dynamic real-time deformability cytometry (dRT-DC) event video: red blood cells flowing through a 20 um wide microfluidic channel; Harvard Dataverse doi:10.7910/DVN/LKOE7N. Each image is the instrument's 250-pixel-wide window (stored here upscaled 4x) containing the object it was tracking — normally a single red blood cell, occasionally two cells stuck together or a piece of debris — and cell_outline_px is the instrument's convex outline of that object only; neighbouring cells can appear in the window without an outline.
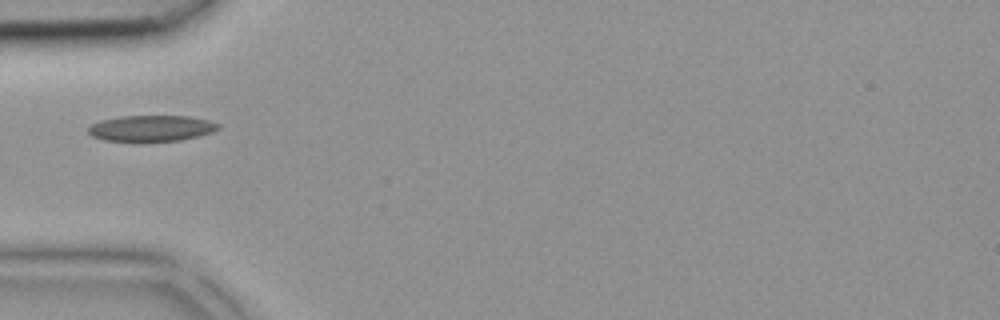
{"species": "common noctule bat (a hibernating species)", "species_latin": "Nyctalus noctula", "temperature_condition": "room temperature", "stored_images_in_passage": 29, "camera_frame_rate_fps": 3000, "um_per_image_px": 0.085, "animal": {"sex": "female", "body_mass_g": 18.4}, "frame": {"image": 1, "passage_image": 1, "time_ms": 0.0, "image_size_px": [1000, 320], "cell_outline_px": [[220, 128], [212, 132], [200, 136], [180, 140], [104, 140], [92, 136], [88, 132], [88, 128], [92, 124], [100, 120], [120, 116], [188, 116], [208, 120], [220, 124]], "centroid_in_image_um": [12.89, 10.88], "position_along_channel_um": 72.1, "area_um2": 19.42}}
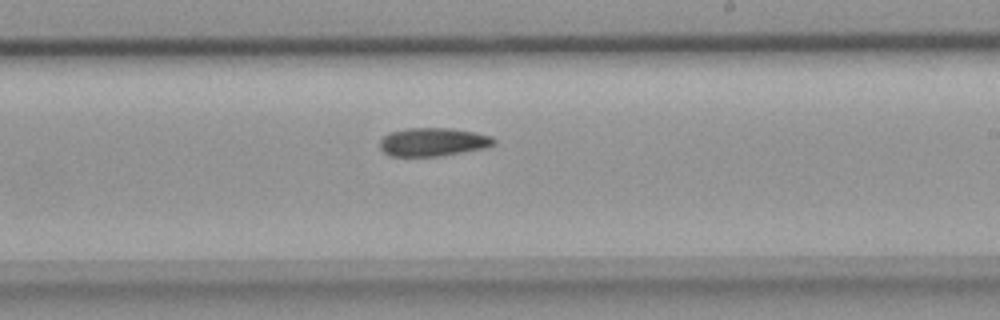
{"frame": {"image": 2, "passage_image": 12, "time_ms": 3.667, "image_size_px": [1000, 320], "cell_outline_px": [[496, 144], [484, 148], [440, 156], [392, 156], [384, 152], [380, 148], [380, 140], [388, 132], [408, 128], [452, 128], [476, 132], [492, 136], [496, 140]], "centroid_in_image_um": [36.82, 12.06], "position_along_channel_um": 252.2, "area_um2": 18.96}}
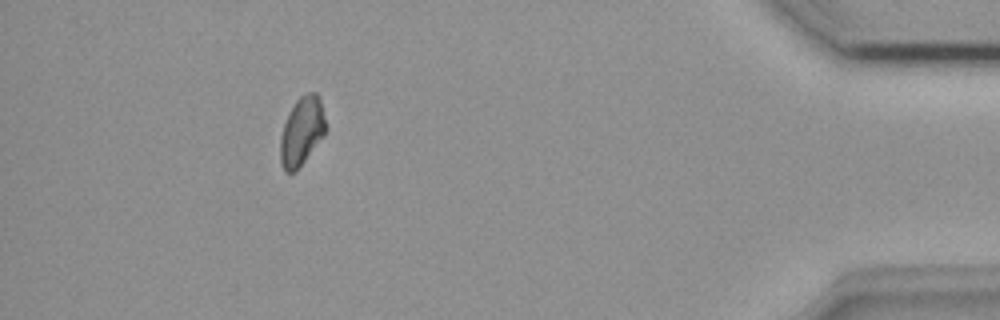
{"frame": {"image": 3, "passage_image": 25, "time_ms": 8.0, "image_size_px": [1000, 320], "cell_outline_px": [[328, 128], [324, 136], [296, 172], [288, 172], [280, 164], [280, 136], [284, 124], [296, 100], [300, 96], [308, 92], [316, 92], [320, 96]], "centroid_in_image_um": [25.69, 11.15], "position_along_channel_um": 409.5, "area_um2": 18.38}}